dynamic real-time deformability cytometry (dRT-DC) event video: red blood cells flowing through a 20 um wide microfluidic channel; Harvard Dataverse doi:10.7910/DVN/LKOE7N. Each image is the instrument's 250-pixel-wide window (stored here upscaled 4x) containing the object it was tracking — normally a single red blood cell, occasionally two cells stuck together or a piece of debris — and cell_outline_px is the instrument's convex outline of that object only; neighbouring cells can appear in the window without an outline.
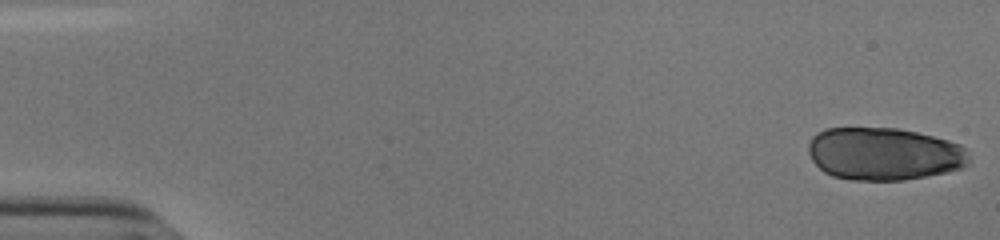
{"species": "human", "species_latin": "Homo sapiens", "temperature_condition": "cold", "stored_images_in_passage": 53, "camera_frame_rate_fps": 3000, "um_per_image_px": 0.085, "donor": {"sex": "male"}, "frame": {"image": 1, "passage_image": 1, "time_ms": 0.0, "image_size_px": [1000, 240], "cell_outline_px": [[968, 164], [964, 168], [948, 172], [904, 180], [852, 180], [832, 176], [824, 172], [812, 160], [808, 152], [808, 144], [812, 136], [816, 132], [828, 128], [896, 128], [916, 132], [948, 140], [960, 144], [968, 148]], "centroid_in_image_um": [75.15, 13.08], "position_along_channel_um": 9.9, "area_um2": 49.65}}
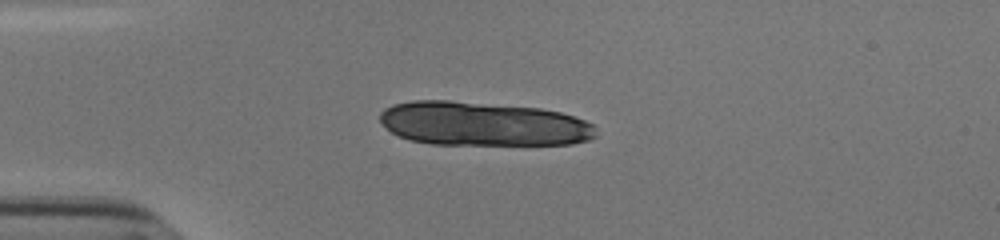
{"frame": {"image": 2, "passage_image": 14, "time_ms": 4.333, "image_size_px": [1000, 240], "cell_outline_px": [[596, 136], [588, 140], [572, 144], [432, 144], [412, 140], [400, 136], [392, 132], [380, 120], [380, 112], [384, 108], [392, 104], [412, 100], [448, 100], [540, 108], [560, 112], [584, 120], [592, 124], [596, 128]], "centroid_in_image_um": [41.05, 10.52], "position_along_channel_um": 44.0, "area_um2": 55.31}}
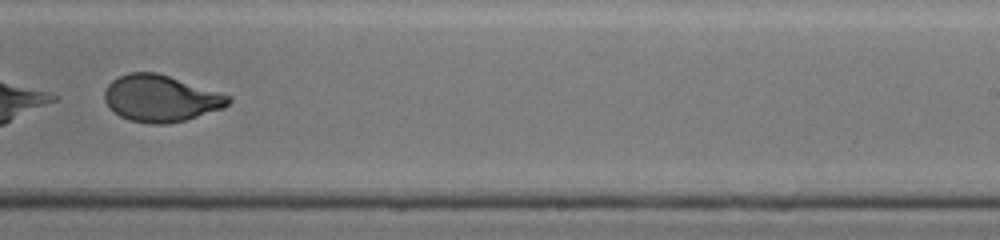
{"frame": {"image": 3, "passage_image": 35, "time_ms": 11.333, "image_size_px": [1000, 240], "cell_outline_px": [[232, 100], [224, 108], [184, 120], [168, 124], [152, 124], [128, 120], [120, 116], [104, 100], [104, 92], [108, 84], [112, 80], [128, 72], [156, 72], [232, 96]], "centroid_in_image_um": [13.67, 8.36], "position_along_channel_um": 275.3, "area_um2": 33.47}, "authors_computed_cell_mechanics": {"area_um2": 49.997, "velocity_mm_per_s": 3.8251, "shape_relaxation_time_tau1_ms": 6.0571, "shape_relaxation_time_tau2_ms": null, "deformation_change_tau1": 0.2182, "deformation_change_tau2": null}}